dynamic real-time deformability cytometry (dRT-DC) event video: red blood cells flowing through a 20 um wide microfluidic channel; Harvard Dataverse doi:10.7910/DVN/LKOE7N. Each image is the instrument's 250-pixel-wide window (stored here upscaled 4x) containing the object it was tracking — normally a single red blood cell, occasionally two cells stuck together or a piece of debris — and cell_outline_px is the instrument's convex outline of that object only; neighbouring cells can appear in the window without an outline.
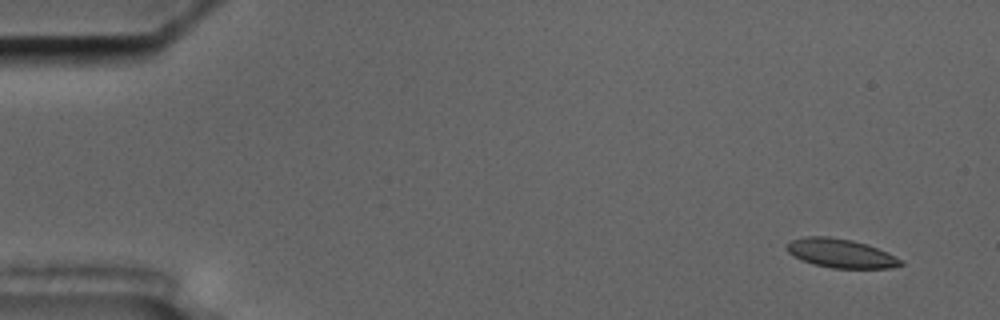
{"species": "common noctule bat (a hibernating species)", "species_latin": "Nyctalus noctula", "temperature_condition": "cold", "stored_images_in_passage": 14, "segment_of_instrument_passage": [1, 2], "camera_frame_rate_fps": 3000, "um_per_image_px": 0.085, "animal": {"sex": "male", "body_mass_g": 17.5, "forearm_length_mm": 52.3}, "frame": {"image": 1, "passage_image": 1, "time_ms": 0.0, "image_size_px": [1000, 320], "cell_outline_px": [[904, 264], [892, 268], [832, 268], [812, 264], [800, 260], [788, 252], [788, 244], [792, 240], [804, 236], [828, 236], [852, 240], [868, 244], [888, 252], [904, 260]], "centroid_in_image_um": [71.51, 21.53], "position_along_channel_um": 13.5, "area_um2": 19.36}}
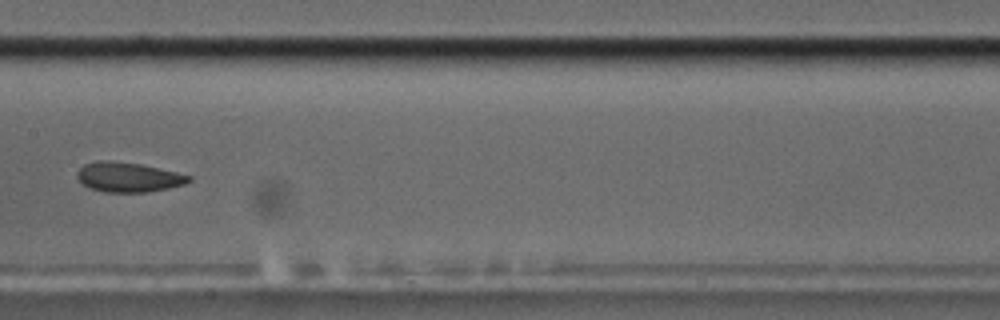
{"frame": {"image": 2, "passage_image": 7, "time_ms": 8.667, "image_size_px": [1000, 320], "cell_outline_px": [[192, 180], [184, 184], [168, 188], [148, 192], [104, 192], [88, 188], [76, 176], [76, 172], [84, 164], [96, 160], [108, 160], [140, 164], [176, 172], [192, 176]], "centroid_in_image_um": [10.88, 15.05], "position_along_channel_um": 196.5, "area_um2": 19.36}}
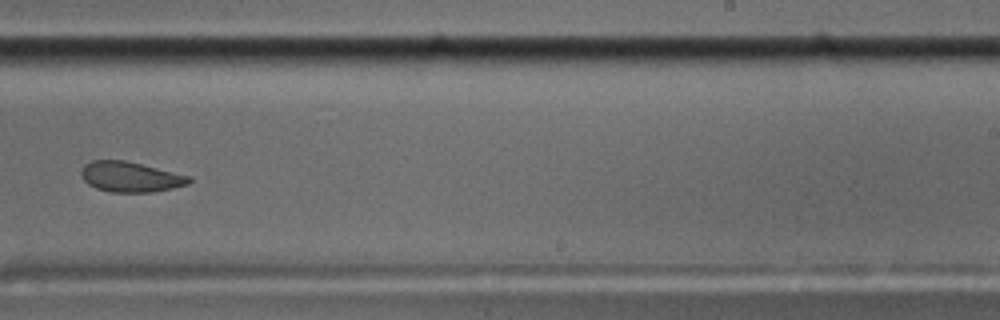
{"frame": {"image": 3, "passage_image": 9, "time_ms": 11.0, "image_size_px": [1000, 320], "cell_outline_px": [[192, 180], [188, 184], [172, 188], [152, 192], [112, 192], [96, 188], [88, 184], [80, 176], [80, 172], [84, 164], [92, 160], [124, 160], [192, 176]], "centroid_in_image_um": [11.08, 15.03], "position_along_channel_um": 277.9, "area_um2": 19.07}}